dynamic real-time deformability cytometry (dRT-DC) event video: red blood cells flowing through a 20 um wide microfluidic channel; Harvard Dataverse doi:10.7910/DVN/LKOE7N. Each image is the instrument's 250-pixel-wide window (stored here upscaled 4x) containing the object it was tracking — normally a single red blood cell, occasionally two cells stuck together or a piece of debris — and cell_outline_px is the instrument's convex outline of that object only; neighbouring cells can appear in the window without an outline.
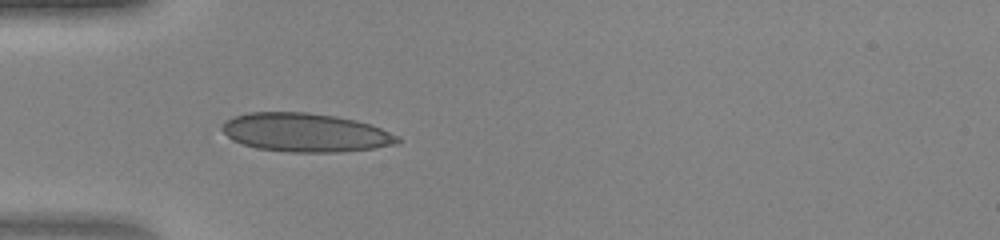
{"species": "human", "species_latin": "Homo sapiens", "temperature_condition": "warm", "stored_images_in_passage": 33, "camera_frame_rate_fps": 3000, "um_per_image_px": 0.085, "donor": {"sex": "female"}, "frame": {"image": 1, "passage_image": 1, "time_ms": 0.0, "image_size_px": [1000, 240], "cell_outline_px": [[400, 144], [376, 148], [340, 152], [288, 152], [256, 148], [232, 140], [220, 128], [220, 124], [224, 120], [232, 116], [248, 112], [308, 112], [336, 116], [356, 120], [380, 128], [400, 136]], "centroid_in_image_um": [25.95, 11.26], "position_along_channel_um": 59.1, "area_um2": 39.94}}
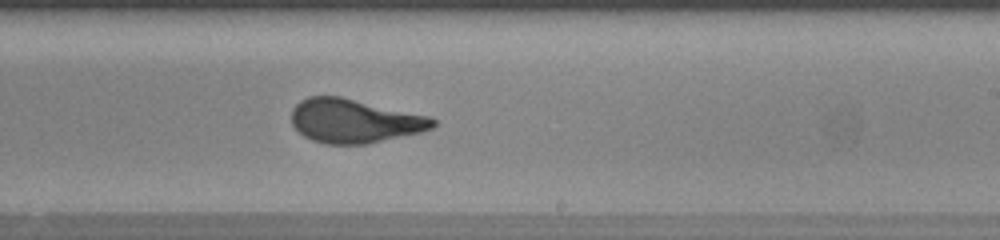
{"frame": {"image": 2, "passage_image": 15, "time_ms": 4.667, "image_size_px": [1000, 240], "cell_outline_px": [[436, 124], [432, 128], [420, 132], [368, 144], [324, 144], [312, 140], [304, 136], [292, 124], [292, 108], [300, 100], [308, 96], [340, 96], [432, 116], [436, 120]], "centroid_in_image_um": [30.14, 10.27], "position_along_channel_um": 258.9, "area_um2": 36.36}}
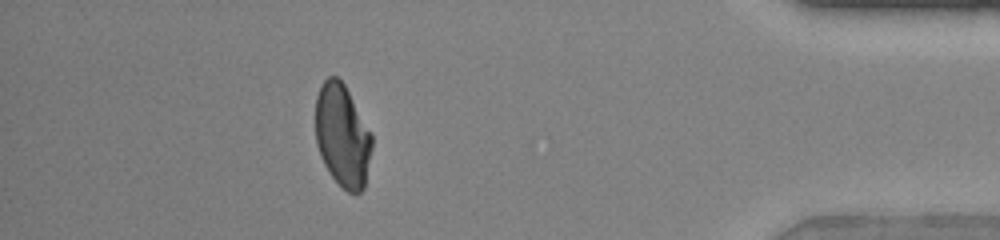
{"frame": {"image": 3, "passage_image": 28, "time_ms": 9.0, "image_size_px": [1000, 240], "cell_outline_px": [[372, 148], [364, 188], [360, 192], [348, 192], [332, 176], [324, 164], [320, 156], [316, 144], [316, 96], [324, 80], [328, 76], [336, 76], [344, 84], [372, 132]], "centroid_in_image_um": [29.11, 11.51], "position_along_channel_um": 406.1, "area_um2": 33.7}}